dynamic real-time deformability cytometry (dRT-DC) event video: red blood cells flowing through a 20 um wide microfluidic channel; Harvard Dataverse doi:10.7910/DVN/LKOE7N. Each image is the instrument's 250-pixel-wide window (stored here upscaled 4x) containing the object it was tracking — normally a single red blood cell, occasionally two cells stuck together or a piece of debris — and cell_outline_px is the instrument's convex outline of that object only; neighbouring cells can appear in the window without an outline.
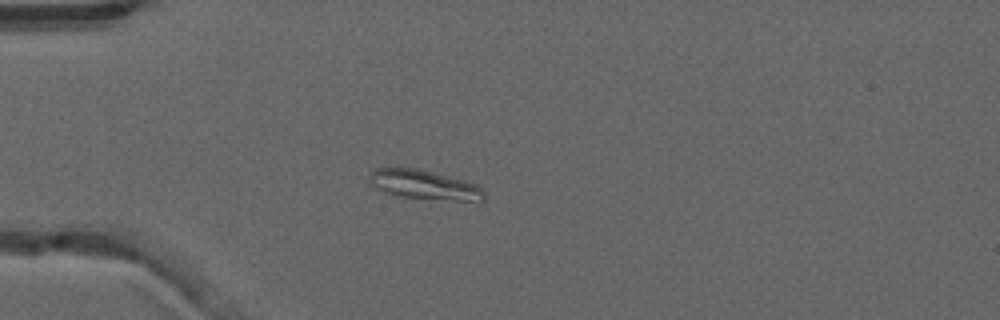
{"species": "common noctule bat (a hibernating species)", "species_latin": "Nyctalus noctula", "temperature_condition": "warm", "stored_images_in_passage": 39, "camera_frame_rate_fps": 3000, "um_per_image_px": 0.085, "animal": {"sex": "male", "forearm_length_mm": 52.5}, "frame": {"image": 1, "passage_image": 1, "time_ms": 0.0, "image_size_px": [1000, 320], "cell_outline_px": [[484, 200], [456, 200], [396, 196], [376, 188], [368, 180], [368, 176], [372, 168], [416, 168], [464, 180], [476, 184], [484, 192]], "centroid_in_image_um": [36.0, 15.69], "position_along_channel_um": 49.0, "area_um2": 19.31}}
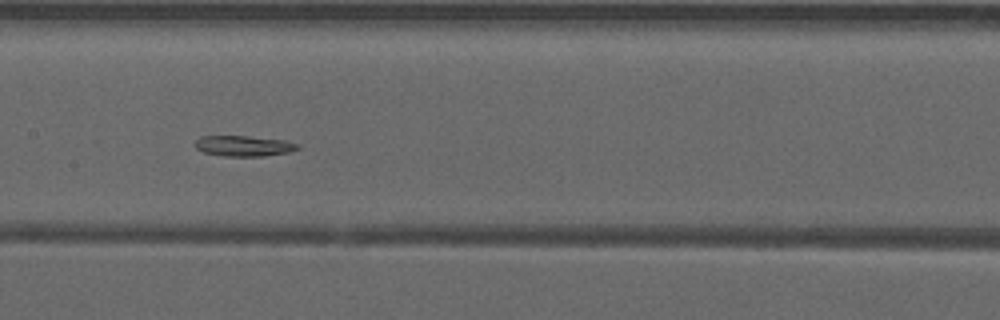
{"frame": {"image": 2, "passage_image": 13, "time_ms": 4.0, "image_size_px": [1000, 320], "cell_outline_px": [[300, 148], [288, 152], [264, 156], [224, 156], [204, 152], [196, 148], [196, 140], [200, 136], [248, 136], [284, 140], [300, 144]], "centroid_in_image_um": [20.74, 12.4], "position_along_channel_um": 186.7, "area_um2": 12.25}}
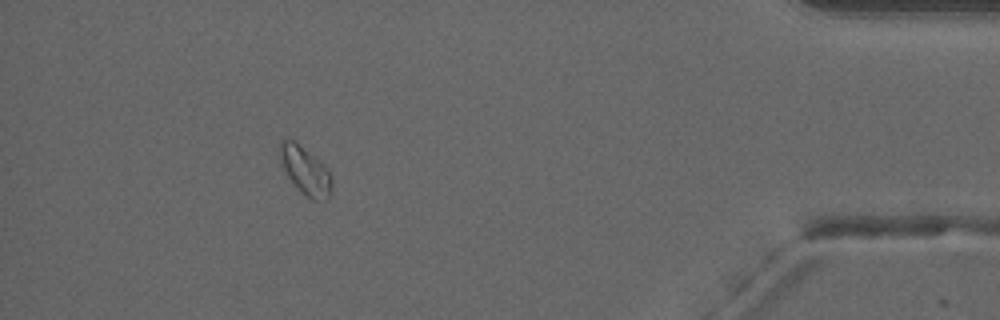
{"frame": {"image": 3, "passage_image": 34, "time_ms": 11.0, "image_size_px": [1000, 320], "cell_outline_px": [[332, 184], [328, 196], [324, 200], [312, 200], [288, 176], [280, 160], [280, 140], [284, 136], [292, 140], [312, 156], [328, 172], [332, 180]], "centroid_in_image_um": [25.91, 14.48], "position_along_channel_um": 409.3, "area_um2": 13.47}}